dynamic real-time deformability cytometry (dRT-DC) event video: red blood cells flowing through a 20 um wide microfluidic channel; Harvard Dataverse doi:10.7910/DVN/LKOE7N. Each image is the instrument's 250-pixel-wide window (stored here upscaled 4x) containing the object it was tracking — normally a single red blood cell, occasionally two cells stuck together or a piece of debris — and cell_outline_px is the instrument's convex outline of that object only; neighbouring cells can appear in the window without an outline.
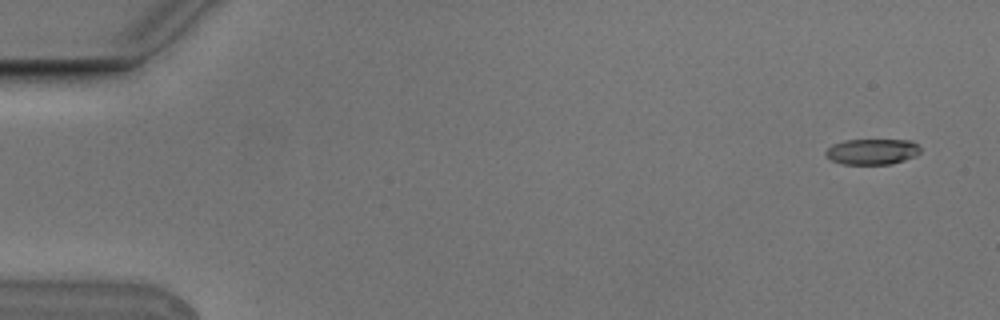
{"species": "Egyptian fruit bat (a non-hibernating species)", "species_latin": "Rousettus aegyptiacus", "temperature_condition": "cold", "stored_images_in_passage": 4, "camera_frame_rate_fps": 3000, "um_per_image_px": 0.085, "animal": {"sex": "male"}, "frame": {"image": 1, "passage_image": 1, "time_ms": 0.0, "image_size_px": [1000, 320], "cell_outline_px": [[920, 152], [916, 156], [892, 164], [844, 164], [832, 160], [824, 152], [832, 144], [844, 140], [912, 140], [920, 148]], "centroid_in_image_um": [74.15, 12.88], "position_along_channel_um": 10.8, "area_um2": 14.16}}
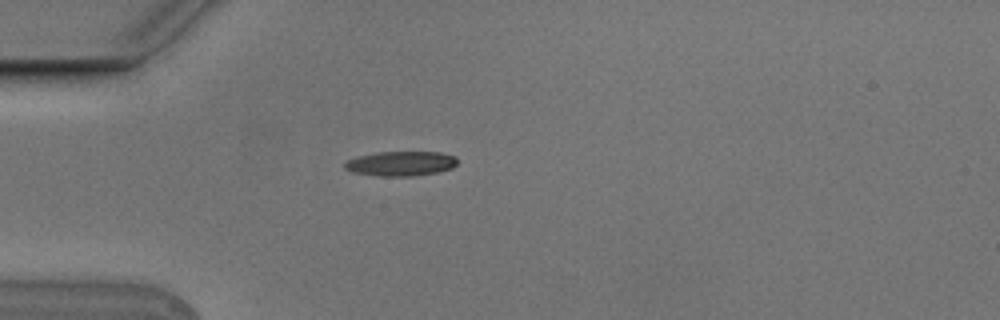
{"frame": {"image": 2, "passage_image": 4, "time_ms": 1.0, "image_size_px": [1000, 320], "cell_outline_px": [[456, 164], [452, 168], [440, 172], [412, 176], [380, 176], [352, 172], [344, 168], [344, 164], [348, 160], [356, 156], [376, 152], [440, 152], [456, 156]], "centroid_in_image_um": [34.07, 13.9], "position_along_channel_um": 50.9, "area_um2": 16.3}}